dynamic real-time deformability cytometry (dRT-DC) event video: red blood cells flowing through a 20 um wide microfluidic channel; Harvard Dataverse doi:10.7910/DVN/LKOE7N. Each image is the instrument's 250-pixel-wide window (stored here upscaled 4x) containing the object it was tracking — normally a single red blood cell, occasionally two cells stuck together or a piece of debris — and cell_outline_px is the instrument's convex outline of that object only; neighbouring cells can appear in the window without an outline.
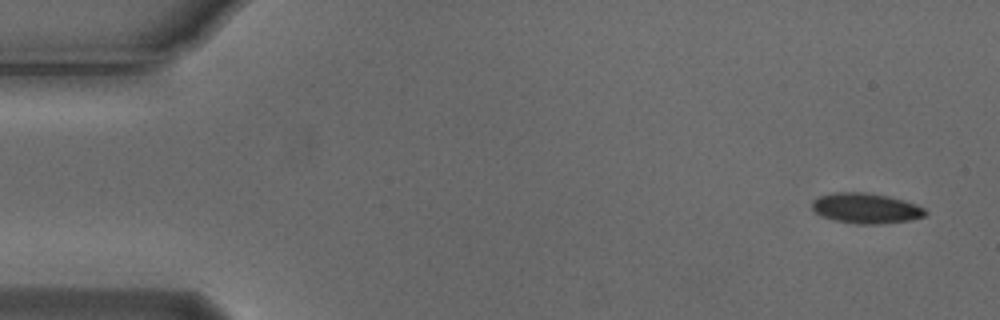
{"species": "Egyptian fruit bat (a non-hibernating species)", "species_latin": "Rousettus aegyptiacus", "temperature_condition": "cold", "stored_images_in_passage": 4, "camera_frame_rate_fps": 3000, "um_per_image_px": 0.085, "animal": {"sex": "male"}, "frame": {"image": 1, "passage_image": 1, "time_ms": 0.0, "image_size_px": [1000, 320], "cell_outline_px": [[928, 212], [924, 216], [912, 220], [880, 224], [856, 224], [836, 220], [820, 216], [812, 208], [812, 200], [820, 196], [836, 192], [864, 192], [888, 196], [904, 200], [916, 204], [924, 208]], "centroid_in_image_um": [73.62, 17.7], "position_along_channel_um": 11.4, "area_um2": 20.06}}